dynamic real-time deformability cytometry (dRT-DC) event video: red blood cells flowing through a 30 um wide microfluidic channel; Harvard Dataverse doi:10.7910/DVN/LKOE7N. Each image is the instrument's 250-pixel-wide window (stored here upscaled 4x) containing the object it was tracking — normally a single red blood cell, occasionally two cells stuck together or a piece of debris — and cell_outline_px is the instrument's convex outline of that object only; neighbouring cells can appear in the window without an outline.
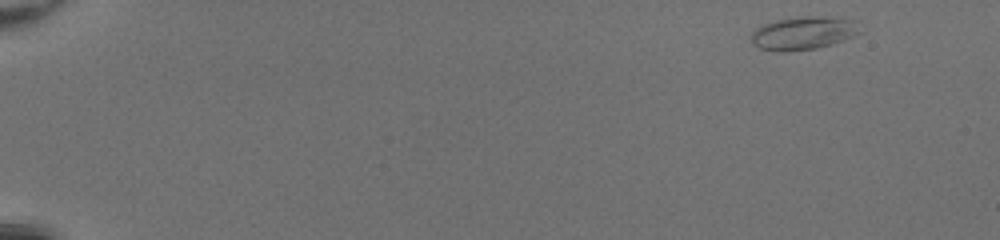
{"species": "common noctule bat (a hibernating species)", "species_latin": "Nyctalus noctula", "temperature_condition": "room temperature", "stored_images_in_passage": 47, "camera_frame_rate_fps": 3000, "um_per_image_px": 0.085, "animal": {"sex": "female", "body_mass_g": 20.0, "forearm_length_mm": 54.0}, "frame": {"image": 1, "passage_image": 1, "time_ms": 0.0, "image_size_px": [1000, 240], "cell_outline_px": [[864, 32], [844, 40], [832, 44], [816, 48], [788, 52], [776, 52], [760, 48], [752, 44], [752, 32], [756, 28], [764, 24], [776, 20], [808, 16], [824, 16], [852, 20]], "centroid_in_image_um": [68.29, 2.83], "position_along_channel_um": 16.7, "area_um2": 21.04}}
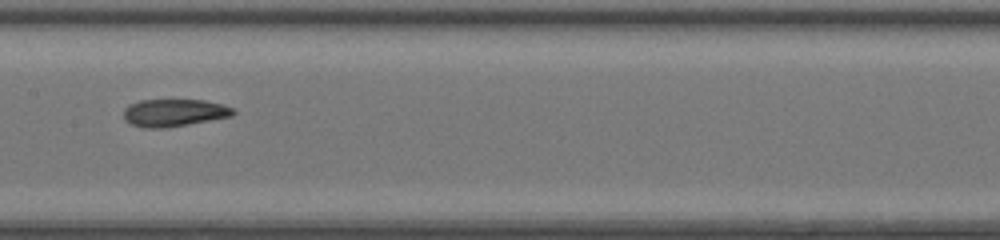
{"frame": {"image": 2, "passage_image": 25, "time_ms": 8.0, "image_size_px": [1000, 240], "cell_outline_px": [[236, 112], [232, 116], [188, 124], [164, 128], [144, 128], [132, 124], [124, 120], [124, 108], [128, 104], [140, 100], [204, 100], [220, 104], [232, 108]], "centroid_in_image_um": [14.76, 9.58], "position_along_channel_um": 192.6, "area_um2": 17.46}}
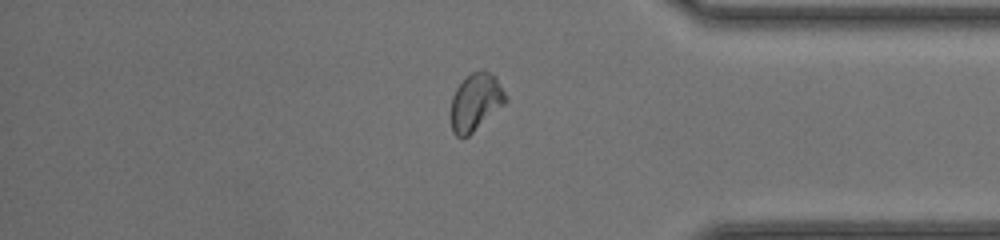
{"frame": {"image": 3, "passage_image": 40, "time_ms": 13.0, "image_size_px": [1000, 240], "cell_outline_px": [[508, 100], [504, 104], [468, 136], [456, 136], [452, 132], [452, 96], [456, 88], [472, 72], [484, 68], [496, 76], [508, 96]], "centroid_in_image_um": [40.47, 8.63], "position_along_channel_um": 394.7, "area_um2": 18.15}, "authors_computed_cell_mechanics": {"area_um2": 18.2648, "velocity_mm_per_s": 4.2959, "shape_relaxation_time_tau1_ms": null, "shape_relaxation_time_tau2_ms": 1.8927, "deformation_change_tau1": null, "deformation_change_tau2": 0.0808}}